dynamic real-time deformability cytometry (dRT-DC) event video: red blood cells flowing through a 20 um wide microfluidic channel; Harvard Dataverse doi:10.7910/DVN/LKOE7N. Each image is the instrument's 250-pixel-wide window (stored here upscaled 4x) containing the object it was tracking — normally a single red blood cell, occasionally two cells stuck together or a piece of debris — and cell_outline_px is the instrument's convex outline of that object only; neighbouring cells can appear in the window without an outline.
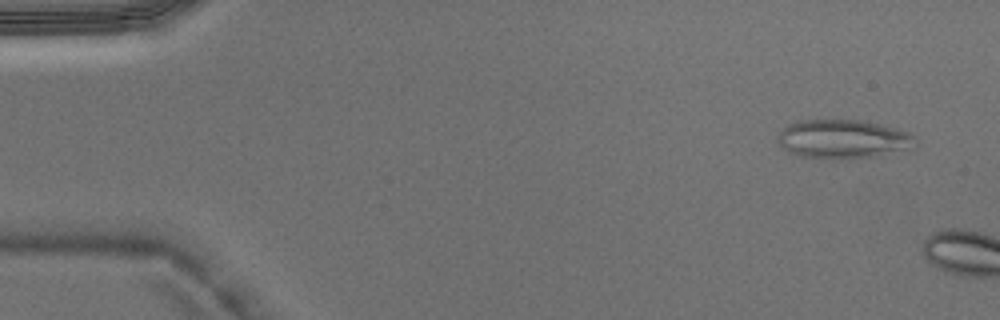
{"species": "Egyptian fruit bat (a non-hibernating species)", "species_latin": "Rousettus aegyptiacus", "temperature_condition": "warm", "stored_images_in_passage": 2, "camera_frame_rate_fps": 3000, "um_per_image_px": 0.085, "animal": {"sex": "male"}, "frame": {"image": 1, "passage_image": 1, "time_ms": 0.0, "image_size_px": [1000, 320], "cell_outline_px": [[916, 148], [868, 156], [804, 156], [788, 152], [780, 144], [780, 132], [788, 124], [796, 120], [860, 120], [896, 128], [908, 132], [912, 136]], "centroid_in_image_um": [71.67, 11.77], "position_along_channel_um": 13.3, "area_um2": 29.77}}